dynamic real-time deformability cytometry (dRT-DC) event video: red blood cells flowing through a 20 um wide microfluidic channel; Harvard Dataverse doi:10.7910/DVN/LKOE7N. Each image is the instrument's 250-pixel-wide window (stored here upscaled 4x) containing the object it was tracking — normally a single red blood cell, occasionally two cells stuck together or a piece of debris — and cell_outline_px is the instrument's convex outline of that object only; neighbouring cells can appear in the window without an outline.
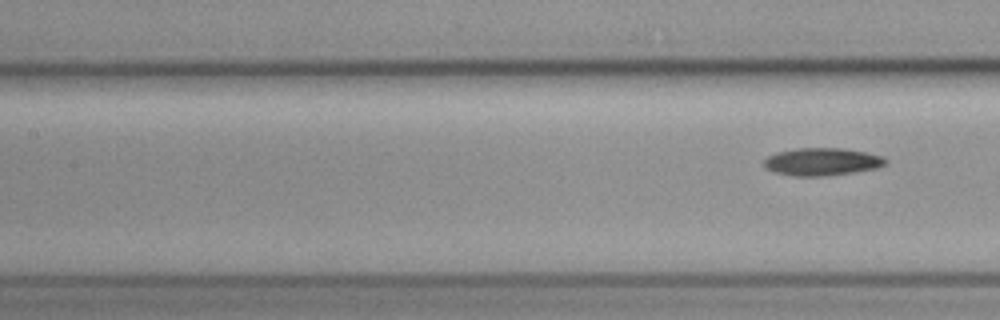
{"species": "common noctule bat (a hibernating species)", "species_latin": "Nyctalus noctula", "temperature_condition": "cold", "stored_images_in_passage": 9, "camera_frame_rate_fps": 3000, "um_per_image_px": 0.085, "animal": {"sex": "female", "body_mass_g": 19.3, "forearm_length_mm": 54.1}, "frame": {"image": 1, "passage_image": 9, "time_ms": 10.0, "image_size_px": [1000, 320], "cell_outline_px": [[888, 160], [884, 164], [876, 168], [852, 172], [820, 176], [796, 176], [776, 172], [764, 168], [764, 160], [768, 156], [776, 152], [796, 148], [840, 148], [864, 152], [884, 156]], "centroid_in_image_um": [69.84, 13.73], "position_along_channel_um": 137.6, "area_um2": 19.36}}